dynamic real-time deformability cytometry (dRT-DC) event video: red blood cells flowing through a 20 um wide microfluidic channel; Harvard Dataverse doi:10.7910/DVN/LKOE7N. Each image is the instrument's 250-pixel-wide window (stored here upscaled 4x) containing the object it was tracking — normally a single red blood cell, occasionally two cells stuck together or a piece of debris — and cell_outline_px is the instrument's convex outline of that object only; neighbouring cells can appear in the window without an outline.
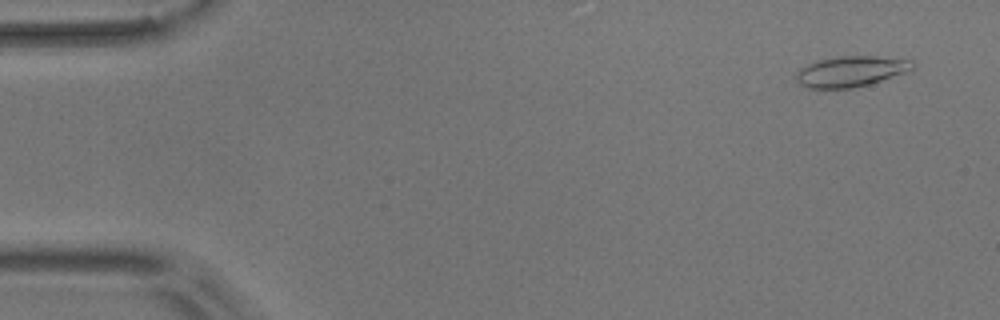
{"species": "common noctule bat (a hibernating species)", "species_latin": "Nyctalus noctula", "temperature_condition": "room temperature", "stored_images_in_passage": 7, "camera_frame_rate_fps": 3000, "um_per_image_px": 0.085, "animal": {"sex": "male", "body_mass_g": 17.9}, "frame": {"image": 1, "passage_image": 1, "time_ms": 0.0, "image_size_px": [1000, 320], "cell_outline_px": [[916, 64], [908, 72], [872, 84], [852, 88], [808, 88], [800, 84], [796, 80], [796, 76], [800, 68], [808, 64], [820, 60], [836, 56], [876, 56], [912, 60]], "centroid_in_image_um": [72.37, 6.07], "position_along_channel_um": 12.6, "area_um2": 20.92}}
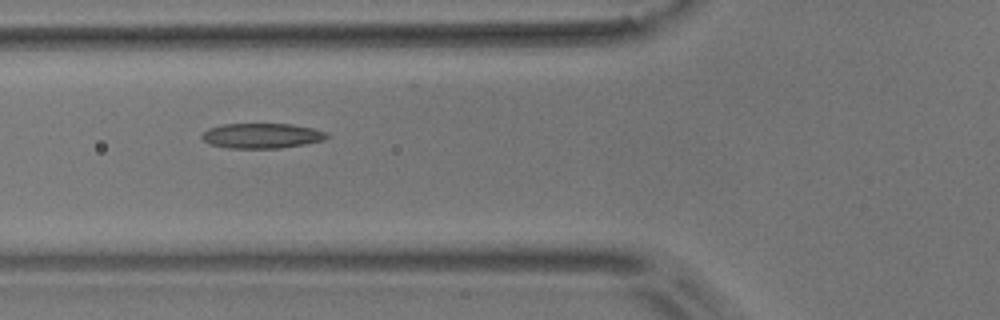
{"frame": {"image": 2, "passage_image": 6, "time_ms": 5.667, "image_size_px": [1000, 320], "cell_outline_px": [[328, 136], [324, 140], [304, 144], [280, 148], [228, 148], [208, 144], [200, 136], [208, 128], [220, 124], [292, 124], [312, 128], [324, 132]], "centroid_in_image_um": [22.2, 11.54], "position_along_channel_um": 103.6, "area_um2": 18.21}}
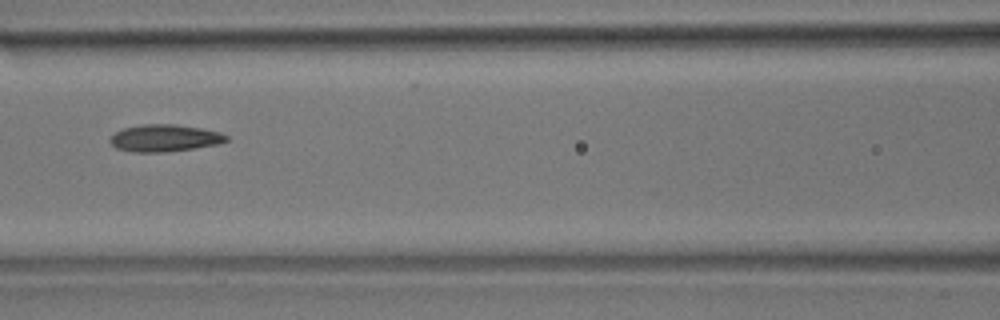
{"frame": {"image": 3, "passage_image": 7, "time_ms": 7.0, "image_size_px": [1000, 320], "cell_outline_px": [[228, 140], [220, 144], [168, 152], [132, 152], [116, 148], [108, 140], [116, 132], [124, 128], [144, 124], [176, 124], [200, 128], [220, 132], [228, 136]], "centroid_in_image_um": [14.01, 11.74], "position_along_channel_um": 152.6, "area_um2": 18.38}}